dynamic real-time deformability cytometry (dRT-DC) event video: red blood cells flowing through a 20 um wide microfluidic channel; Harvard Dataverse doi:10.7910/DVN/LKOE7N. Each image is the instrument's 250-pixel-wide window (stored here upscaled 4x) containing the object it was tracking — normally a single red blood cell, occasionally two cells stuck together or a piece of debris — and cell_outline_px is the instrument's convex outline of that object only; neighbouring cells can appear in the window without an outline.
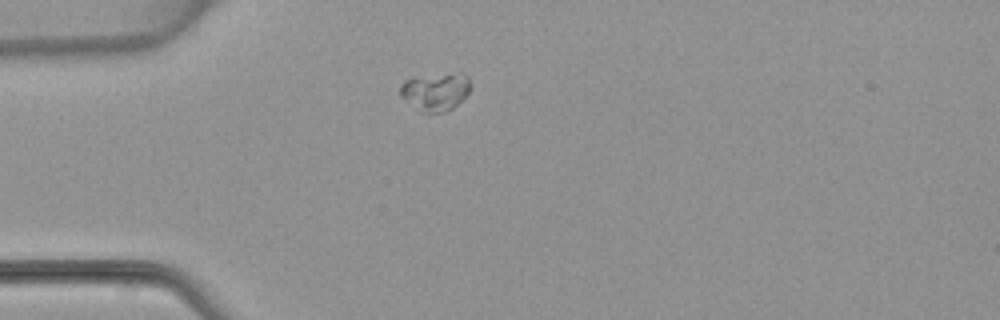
{"species": "common noctule bat (a hibernating species)", "species_latin": "Nyctalus noctula", "temperature_condition": "warm", "stored_images_in_passage": 2, "camera_frame_rate_fps": 3000, "um_per_image_px": 0.085, "animal": {"sex": "female", "body_mass_g": 22.7, "forearm_length_mm": 54.2}, "frame": {"image": 1, "passage_image": 1, "time_ms": 0.0, "image_size_px": [1000, 320], "cell_outline_px": [[468, 92], [452, 108], [444, 112], [424, 112], [400, 96], [400, 88], [404, 80], [460, 72], [468, 76]], "centroid_in_image_um": [37.02, 7.79], "position_along_channel_um": 48.0, "area_um2": 14.68}}